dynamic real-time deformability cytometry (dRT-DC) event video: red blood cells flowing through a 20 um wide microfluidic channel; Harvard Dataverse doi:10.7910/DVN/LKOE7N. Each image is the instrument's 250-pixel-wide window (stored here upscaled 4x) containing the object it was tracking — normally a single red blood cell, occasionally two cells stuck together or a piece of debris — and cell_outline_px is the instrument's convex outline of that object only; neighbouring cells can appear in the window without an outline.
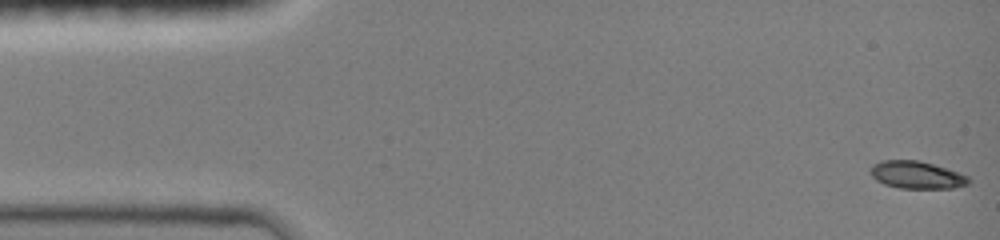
{"species": "common noctule bat (a hibernating species)", "species_latin": "Nyctalus noctula", "temperature_condition": "room temperature", "stored_images_in_passage": 47, "camera_frame_rate_fps": 3000, "um_per_image_px": 0.085, "animal": {"sex": "female", "body_mass_g": 19.0, "forearm_length_mm": 51.5}, "frame": {"image": 1, "passage_image": 1, "time_ms": 0.0, "image_size_px": [1000, 240], "cell_outline_px": [[972, 180], [968, 184], [952, 188], [900, 188], [884, 184], [876, 180], [872, 176], [868, 168], [872, 164], [880, 160], [920, 160], [968, 176]], "centroid_in_image_um": [77.87, 14.86], "position_along_channel_um": 7.1, "area_um2": 15.72}}
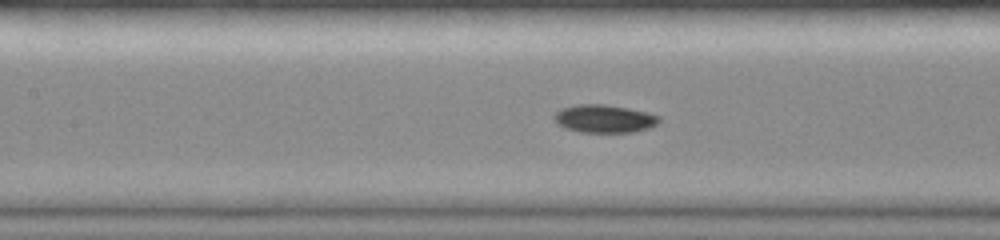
{"frame": {"image": 2, "passage_image": 21, "time_ms": 6.667, "image_size_px": [1000, 240], "cell_outline_px": [[660, 120], [656, 124], [648, 128], [632, 132], [580, 132], [564, 128], [556, 124], [552, 116], [560, 108], [576, 104], [604, 104], [628, 108], [648, 112], [660, 116]], "centroid_in_image_um": [51.31, 10.08], "position_along_channel_um": 156.1, "area_um2": 17.28}}
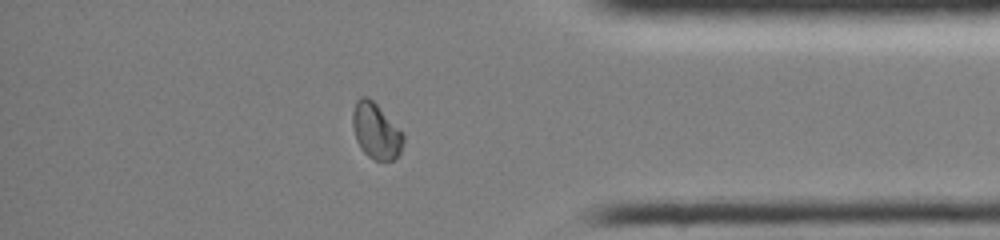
{"frame": {"image": 3, "passage_image": 40, "time_ms": 13.0, "image_size_px": [1000, 240], "cell_outline_px": [[404, 140], [400, 152], [392, 160], [376, 160], [368, 156], [360, 148], [356, 140], [352, 124], [352, 112], [356, 100], [360, 96], [368, 96], [376, 104], [404, 136]], "centroid_in_image_um": [31.91, 11.12], "position_along_channel_um": 403.3, "area_um2": 16.13}, "authors_computed_cell_mechanics": {"area_um2": 16.4152, "velocity_mm_per_s": 4.0689, "shape_relaxation_time_tau1_ms": 9.4305, "shape_relaxation_time_tau2_ms": 4.1461, "deformation_change_tau1": 0.2184, "deformation_change_tau2": 0.052}}